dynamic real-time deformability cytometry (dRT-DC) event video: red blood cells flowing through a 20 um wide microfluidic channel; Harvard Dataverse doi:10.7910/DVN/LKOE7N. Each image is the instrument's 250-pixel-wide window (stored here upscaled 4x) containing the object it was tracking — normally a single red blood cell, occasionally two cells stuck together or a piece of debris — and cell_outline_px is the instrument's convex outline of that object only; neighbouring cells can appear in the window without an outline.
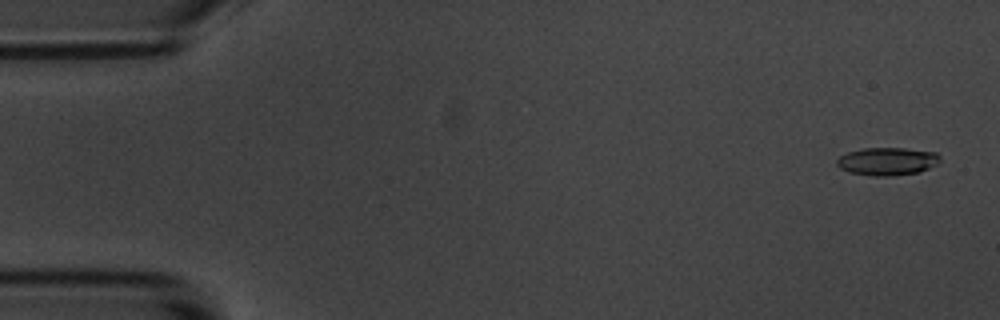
{"species": "common noctule bat (a hibernating species)", "species_latin": "Nyctalus noctula", "temperature_condition": "room temperature", "stored_images_in_passage": 5, "camera_frame_rate_fps": 3000, "um_per_image_px": 0.085, "animal": {"sex": "male", "body_mass_g": 20.1, "forearm_length_mm": 53.5}, "frame": {"image": 1, "passage_image": 1, "time_ms": 0.0, "image_size_px": [1000, 320], "cell_outline_px": [[940, 160], [936, 164], [920, 172], [888, 176], [876, 176], [848, 172], [840, 168], [836, 164], [836, 160], [840, 156], [848, 152], [864, 148], [904, 148], [936, 152], [940, 156]], "centroid_in_image_um": [75.41, 13.71], "position_along_channel_um": 9.6, "area_um2": 16.7}}
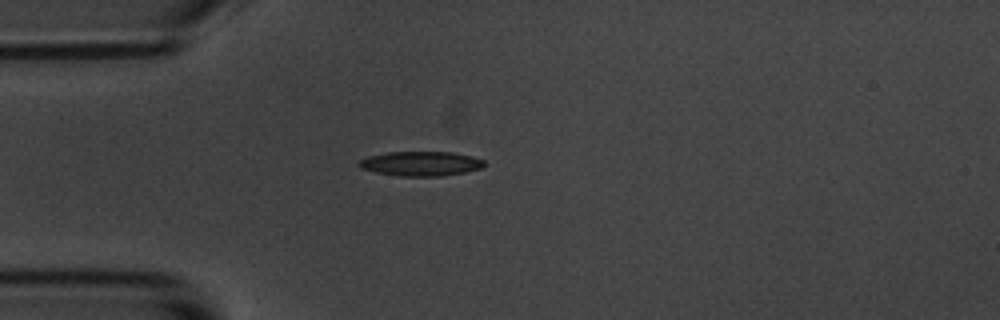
{"frame": {"image": 2, "passage_image": 5, "time_ms": 4.333, "image_size_px": [1000, 320], "cell_outline_px": [[484, 164], [480, 168], [464, 172], [440, 176], [400, 176], [376, 172], [360, 168], [356, 164], [360, 160], [368, 156], [388, 152], [452, 152], [472, 156], [484, 160]], "centroid_in_image_um": [35.73, 13.9], "position_along_channel_um": 49.3, "area_um2": 17.8}}